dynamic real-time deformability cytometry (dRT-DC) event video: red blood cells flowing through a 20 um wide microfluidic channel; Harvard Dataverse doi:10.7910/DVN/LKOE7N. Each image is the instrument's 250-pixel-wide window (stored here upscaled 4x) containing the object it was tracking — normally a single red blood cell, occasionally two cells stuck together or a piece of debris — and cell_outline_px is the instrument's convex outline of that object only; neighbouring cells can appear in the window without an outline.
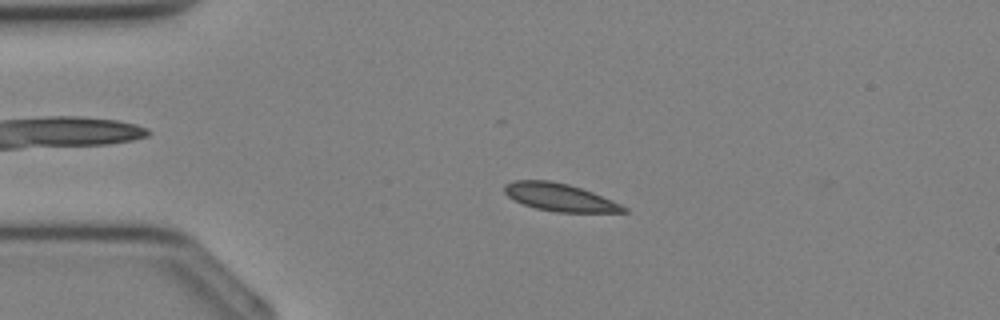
{"species": "Egyptian fruit bat (a non-hibernating species)", "species_latin": "Rousettus aegyptiacus", "temperature_condition": "cold", "stored_images_in_passage": 34, "camera_frame_rate_fps": 3000, "um_per_image_px": 0.085, "animal": {"sex": "female"}, "frame": {"image": 1, "passage_image": 7, "time_ms": 2.0, "image_size_px": [1000, 320], "cell_outline_px": [[628, 212], [556, 212], [536, 208], [524, 204], [508, 196], [504, 192], [504, 184], [512, 180], [548, 180], [568, 184], [592, 192], [612, 200], [628, 208]], "centroid_in_image_um": [47.56, 16.76], "position_along_channel_um": 37.4, "area_um2": 19.07}}
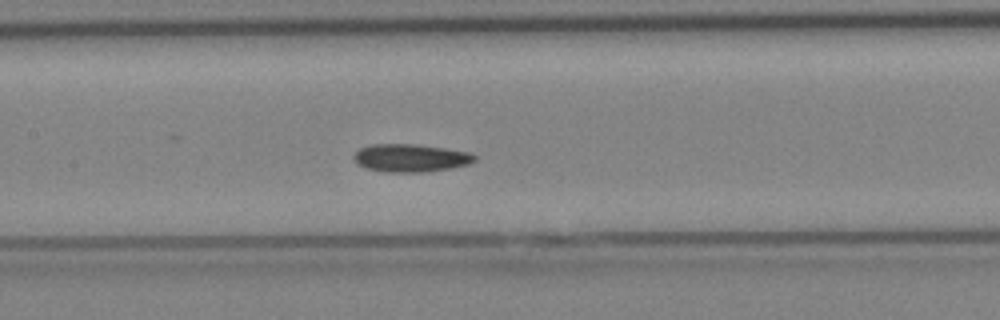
{"frame": {"image": 2, "passage_image": 16, "time_ms": 5.0, "image_size_px": [1000, 320], "cell_outline_px": [[476, 160], [468, 164], [452, 168], [424, 172], [388, 172], [368, 168], [356, 164], [352, 156], [360, 148], [372, 144], [416, 144], [444, 148], [468, 152], [476, 156]], "centroid_in_image_um": [34.89, 13.42], "position_along_channel_um": 172.5, "area_um2": 19.59}}
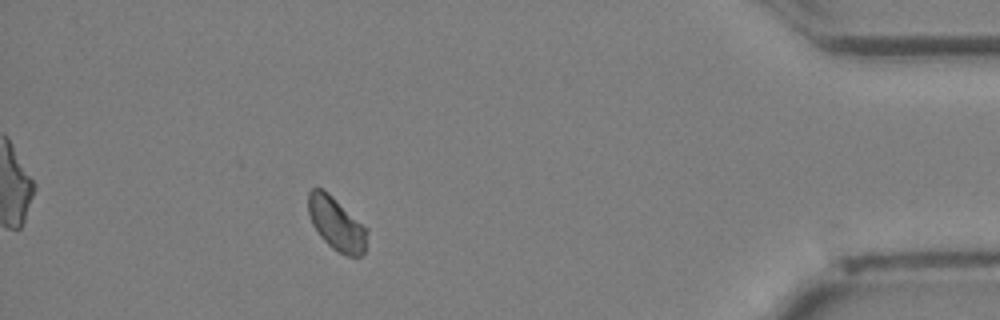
{"frame": {"image": 3, "passage_image": 31, "time_ms": 10.0, "image_size_px": [1000, 320], "cell_outline_px": [[368, 232], [364, 252], [360, 256], [348, 256], [332, 248], [320, 236], [312, 224], [308, 212], [308, 192], [312, 188], [320, 188], [328, 192], [368, 228]], "centroid_in_image_um": [28.6, 19.01], "position_along_channel_um": 406.6, "area_um2": 18.21}}